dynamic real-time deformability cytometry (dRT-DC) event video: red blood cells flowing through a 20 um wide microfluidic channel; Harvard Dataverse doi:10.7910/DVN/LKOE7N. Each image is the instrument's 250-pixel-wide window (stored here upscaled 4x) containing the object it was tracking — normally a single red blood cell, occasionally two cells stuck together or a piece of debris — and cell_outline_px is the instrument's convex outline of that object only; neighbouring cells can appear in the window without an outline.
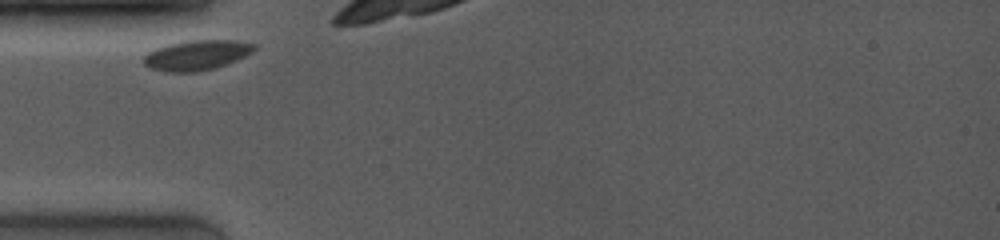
{"species": "common noctule bat (a hibernating species)", "species_latin": "Nyctalus noctula", "temperature_condition": "room temperature", "stored_images_in_passage": 21, "camera_frame_rate_fps": 4000, "um_per_image_px": 0.085, "animal": {"sex": "female", "body_mass_g": 19.0, "forearm_length_mm": 53.3}, "frame": {"image": 1, "passage_image": 1, "time_ms": 0.0, "image_size_px": [1000, 240], "cell_outline_px": [[256, 48], [252, 52], [228, 64], [216, 68], [196, 72], [164, 72], [152, 68], [144, 64], [144, 56], [148, 52], [156, 48], [168, 44], [188, 40], [232, 40], [256, 44]], "centroid_in_image_um": [16.72, 4.69], "position_along_channel_um": 68.3, "area_um2": 19.36}}